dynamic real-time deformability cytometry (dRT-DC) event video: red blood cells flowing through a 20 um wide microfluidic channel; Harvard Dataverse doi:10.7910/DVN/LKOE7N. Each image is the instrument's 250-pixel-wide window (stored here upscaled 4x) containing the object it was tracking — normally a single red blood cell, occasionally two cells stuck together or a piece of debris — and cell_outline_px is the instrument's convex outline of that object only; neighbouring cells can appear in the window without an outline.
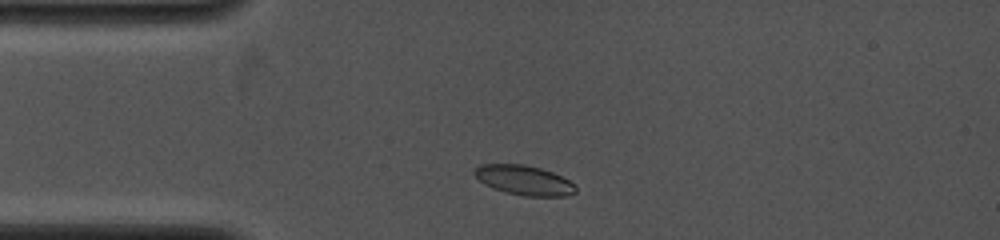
{"species": "common noctule bat (a hibernating species)", "species_latin": "Nyctalus noctula", "temperature_condition": "cold", "stored_images_in_passage": 40, "camera_frame_rate_fps": 4000, "um_per_image_px": 0.085, "animal": {"sex": "female", "body_mass_g": 19.0, "forearm_length_mm": 53.3}, "frame": {"image": 1, "passage_image": 4, "time_ms": 0.75, "image_size_px": [1000, 240], "cell_outline_px": [[576, 192], [568, 196], [524, 196], [504, 192], [492, 188], [484, 184], [472, 172], [480, 164], [524, 164], [540, 168], [552, 172], [576, 184]], "centroid_in_image_um": [44.55, 15.32], "position_along_channel_um": 40.5, "area_um2": 17.57}}
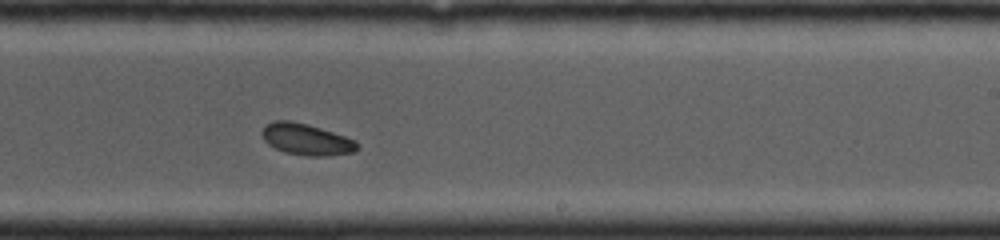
{"frame": {"image": 2, "passage_image": 25, "time_ms": 6.5, "image_size_px": [1000, 240], "cell_outline_px": [[360, 148], [356, 152], [328, 156], [304, 156], [284, 152], [268, 144], [264, 140], [260, 132], [272, 120], [288, 120], [308, 124], [356, 140]], "centroid_in_image_um": [26.06, 11.86], "position_along_channel_um": 262.9, "area_um2": 17.57}}
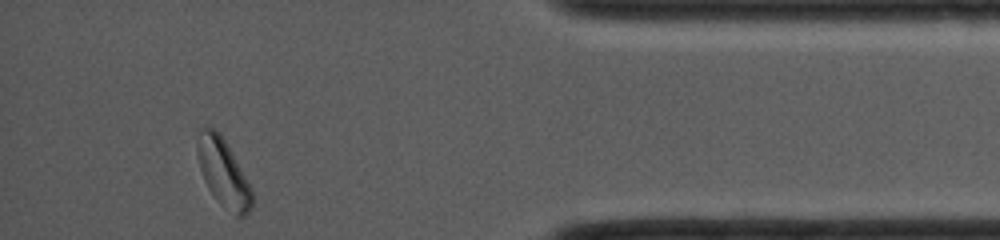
{"frame": {"image": 3, "passage_image": 40, "time_ms": 10.75, "image_size_px": [1000, 240], "cell_outline_px": [[252, 208], [244, 216], [236, 216], [220, 204], [216, 200], [208, 188], [204, 180], [200, 168], [196, 148], [200, 128], [216, 128], [220, 132], [252, 188]], "centroid_in_image_um": [18.97, 14.69], "position_along_channel_um": 416.2, "area_um2": 21.44}}